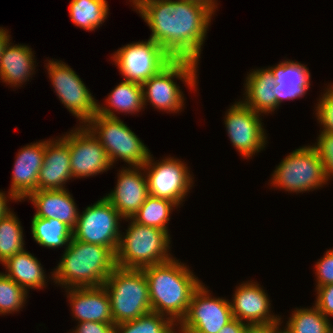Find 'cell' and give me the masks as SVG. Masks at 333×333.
Instances as JSON below:
<instances>
[{
    "mask_svg": "<svg viewBox=\"0 0 333 333\" xmlns=\"http://www.w3.org/2000/svg\"><path fill=\"white\" fill-rule=\"evenodd\" d=\"M271 184L288 192L313 191L328 184L324 164L310 145L295 149L275 168Z\"/></svg>",
    "mask_w": 333,
    "mask_h": 333,
    "instance_id": "cell-8",
    "label": "cell"
},
{
    "mask_svg": "<svg viewBox=\"0 0 333 333\" xmlns=\"http://www.w3.org/2000/svg\"><path fill=\"white\" fill-rule=\"evenodd\" d=\"M45 149L46 140L26 145L17 154L9 192L20 202L38 190V174L43 165Z\"/></svg>",
    "mask_w": 333,
    "mask_h": 333,
    "instance_id": "cell-19",
    "label": "cell"
},
{
    "mask_svg": "<svg viewBox=\"0 0 333 333\" xmlns=\"http://www.w3.org/2000/svg\"><path fill=\"white\" fill-rule=\"evenodd\" d=\"M63 253L50 277L66 289L102 286L117 266L116 255L108 247L74 238Z\"/></svg>",
    "mask_w": 333,
    "mask_h": 333,
    "instance_id": "cell-3",
    "label": "cell"
},
{
    "mask_svg": "<svg viewBox=\"0 0 333 333\" xmlns=\"http://www.w3.org/2000/svg\"><path fill=\"white\" fill-rule=\"evenodd\" d=\"M31 233L36 243L51 249L63 245L66 249L73 238V230L63 222L36 216L31 220Z\"/></svg>",
    "mask_w": 333,
    "mask_h": 333,
    "instance_id": "cell-27",
    "label": "cell"
},
{
    "mask_svg": "<svg viewBox=\"0 0 333 333\" xmlns=\"http://www.w3.org/2000/svg\"><path fill=\"white\" fill-rule=\"evenodd\" d=\"M48 77L59 100L80 124L85 125L97 114V101L76 72L63 61L48 60ZM81 120V121H80Z\"/></svg>",
    "mask_w": 333,
    "mask_h": 333,
    "instance_id": "cell-11",
    "label": "cell"
},
{
    "mask_svg": "<svg viewBox=\"0 0 333 333\" xmlns=\"http://www.w3.org/2000/svg\"><path fill=\"white\" fill-rule=\"evenodd\" d=\"M315 265V276H317L315 289L333 284V253L327 250L325 255Z\"/></svg>",
    "mask_w": 333,
    "mask_h": 333,
    "instance_id": "cell-36",
    "label": "cell"
},
{
    "mask_svg": "<svg viewBox=\"0 0 333 333\" xmlns=\"http://www.w3.org/2000/svg\"><path fill=\"white\" fill-rule=\"evenodd\" d=\"M149 285L152 312L169 317L176 327L186 316L191 298L201 281L175 257L142 269Z\"/></svg>",
    "mask_w": 333,
    "mask_h": 333,
    "instance_id": "cell-2",
    "label": "cell"
},
{
    "mask_svg": "<svg viewBox=\"0 0 333 333\" xmlns=\"http://www.w3.org/2000/svg\"><path fill=\"white\" fill-rule=\"evenodd\" d=\"M175 323L167 316L147 313L135 320L115 325L116 333H177Z\"/></svg>",
    "mask_w": 333,
    "mask_h": 333,
    "instance_id": "cell-32",
    "label": "cell"
},
{
    "mask_svg": "<svg viewBox=\"0 0 333 333\" xmlns=\"http://www.w3.org/2000/svg\"><path fill=\"white\" fill-rule=\"evenodd\" d=\"M152 156L150 153L148 161L142 166L149 195L168 199L179 207L193 186V176L187 165L179 159L165 157L162 161L154 162Z\"/></svg>",
    "mask_w": 333,
    "mask_h": 333,
    "instance_id": "cell-12",
    "label": "cell"
},
{
    "mask_svg": "<svg viewBox=\"0 0 333 333\" xmlns=\"http://www.w3.org/2000/svg\"><path fill=\"white\" fill-rule=\"evenodd\" d=\"M247 323L233 318L218 333H242Z\"/></svg>",
    "mask_w": 333,
    "mask_h": 333,
    "instance_id": "cell-40",
    "label": "cell"
},
{
    "mask_svg": "<svg viewBox=\"0 0 333 333\" xmlns=\"http://www.w3.org/2000/svg\"><path fill=\"white\" fill-rule=\"evenodd\" d=\"M275 333H286L284 330H281V328H278Z\"/></svg>",
    "mask_w": 333,
    "mask_h": 333,
    "instance_id": "cell-44",
    "label": "cell"
},
{
    "mask_svg": "<svg viewBox=\"0 0 333 333\" xmlns=\"http://www.w3.org/2000/svg\"><path fill=\"white\" fill-rule=\"evenodd\" d=\"M126 81L143 84L173 58L152 39L127 44L111 57Z\"/></svg>",
    "mask_w": 333,
    "mask_h": 333,
    "instance_id": "cell-10",
    "label": "cell"
},
{
    "mask_svg": "<svg viewBox=\"0 0 333 333\" xmlns=\"http://www.w3.org/2000/svg\"><path fill=\"white\" fill-rule=\"evenodd\" d=\"M280 324H246L242 333H275Z\"/></svg>",
    "mask_w": 333,
    "mask_h": 333,
    "instance_id": "cell-39",
    "label": "cell"
},
{
    "mask_svg": "<svg viewBox=\"0 0 333 333\" xmlns=\"http://www.w3.org/2000/svg\"><path fill=\"white\" fill-rule=\"evenodd\" d=\"M177 206L176 203L168 199L149 195L132 219L139 224L165 230L169 234L167 224L171 211Z\"/></svg>",
    "mask_w": 333,
    "mask_h": 333,
    "instance_id": "cell-30",
    "label": "cell"
},
{
    "mask_svg": "<svg viewBox=\"0 0 333 333\" xmlns=\"http://www.w3.org/2000/svg\"><path fill=\"white\" fill-rule=\"evenodd\" d=\"M69 304L72 316L80 322H101L114 324L111 313V301L105 287L68 288Z\"/></svg>",
    "mask_w": 333,
    "mask_h": 333,
    "instance_id": "cell-20",
    "label": "cell"
},
{
    "mask_svg": "<svg viewBox=\"0 0 333 333\" xmlns=\"http://www.w3.org/2000/svg\"><path fill=\"white\" fill-rule=\"evenodd\" d=\"M290 316L283 329L286 333H329L333 328L329 318L315 305L310 308H295Z\"/></svg>",
    "mask_w": 333,
    "mask_h": 333,
    "instance_id": "cell-29",
    "label": "cell"
},
{
    "mask_svg": "<svg viewBox=\"0 0 333 333\" xmlns=\"http://www.w3.org/2000/svg\"><path fill=\"white\" fill-rule=\"evenodd\" d=\"M198 63L189 59H172L157 74L142 84L143 104L147 102L159 110L178 113L184 107V95L174 78L182 80L190 89L197 88Z\"/></svg>",
    "mask_w": 333,
    "mask_h": 333,
    "instance_id": "cell-6",
    "label": "cell"
},
{
    "mask_svg": "<svg viewBox=\"0 0 333 333\" xmlns=\"http://www.w3.org/2000/svg\"><path fill=\"white\" fill-rule=\"evenodd\" d=\"M9 198L10 200L19 201L12 193L8 192V195L6 196V193L0 191V218L8 215L11 211L9 206L7 205V201Z\"/></svg>",
    "mask_w": 333,
    "mask_h": 333,
    "instance_id": "cell-41",
    "label": "cell"
},
{
    "mask_svg": "<svg viewBox=\"0 0 333 333\" xmlns=\"http://www.w3.org/2000/svg\"><path fill=\"white\" fill-rule=\"evenodd\" d=\"M124 220L130 223L126 233L121 232L116 252L117 266L143 269L173 258L169 253L170 234L165 230L139 224L132 218Z\"/></svg>",
    "mask_w": 333,
    "mask_h": 333,
    "instance_id": "cell-4",
    "label": "cell"
},
{
    "mask_svg": "<svg viewBox=\"0 0 333 333\" xmlns=\"http://www.w3.org/2000/svg\"><path fill=\"white\" fill-rule=\"evenodd\" d=\"M28 292L0 272V315L18 312L27 301Z\"/></svg>",
    "mask_w": 333,
    "mask_h": 333,
    "instance_id": "cell-33",
    "label": "cell"
},
{
    "mask_svg": "<svg viewBox=\"0 0 333 333\" xmlns=\"http://www.w3.org/2000/svg\"><path fill=\"white\" fill-rule=\"evenodd\" d=\"M71 333H116L115 324L101 322H80Z\"/></svg>",
    "mask_w": 333,
    "mask_h": 333,
    "instance_id": "cell-38",
    "label": "cell"
},
{
    "mask_svg": "<svg viewBox=\"0 0 333 333\" xmlns=\"http://www.w3.org/2000/svg\"><path fill=\"white\" fill-rule=\"evenodd\" d=\"M123 217L105 198L79 213L73 238L85 243L108 247L115 255L120 243V222Z\"/></svg>",
    "mask_w": 333,
    "mask_h": 333,
    "instance_id": "cell-9",
    "label": "cell"
},
{
    "mask_svg": "<svg viewBox=\"0 0 333 333\" xmlns=\"http://www.w3.org/2000/svg\"><path fill=\"white\" fill-rule=\"evenodd\" d=\"M79 126L68 133L73 179L108 171L112 164L106 150L84 125Z\"/></svg>",
    "mask_w": 333,
    "mask_h": 333,
    "instance_id": "cell-15",
    "label": "cell"
},
{
    "mask_svg": "<svg viewBox=\"0 0 333 333\" xmlns=\"http://www.w3.org/2000/svg\"><path fill=\"white\" fill-rule=\"evenodd\" d=\"M203 283L195 290L177 333H218L233 319L230 302L210 296Z\"/></svg>",
    "mask_w": 333,
    "mask_h": 333,
    "instance_id": "cell-13",
    "label": "cell"
},
{
    "mask_svg": "<svg viewBox=\"0 0 333 333\" xmlns=\"http://www.w3.org/2000/svg\"><path fill=\"white\" fill-rule=\"evenodd\" d=\"M106 103L110 108L97 103V114L117 118L115 110L131 115L140 112L144 108L142 84L122 80L109 93Z\"/></svg>",
    "mask_w": 333,
    "mask_h": 333,
    "instance_id": "cell-26",
    "label": "cell"
},
{
    "mask_svg": "<svg viewBox=\"0 0 333 333\" xmlns=\"http://www.w3.org/2000/svg\"><path fill=\"white\" fill-rule=\"evenodd\" d=\"M103 286L110 297L115 325L152 312L149 285L142 269L116 266Z\"/></svg>",
    "mask_w": 333,
    "mask_h": 333,
    "instance_id": "cell-5",
    "label": "cell"
},
{
    "mask_svg": "<svg viewBox=\"0 0 333 333\" xmlns=\"http://www.w3.org/2000/svg\"><path fill=\"white\" fill-rule=\"evenodd\" d=\"M243 103L259 114L276 109L275 79L269 68L256 69L247 74Z\"/></svg>",
    "mask_w": 333,
    "mask_h": 333,
    "instance_id": "cell-24",
    "label": "cell"
},
{
    "mask_svg": "<svg viewBox=\"0 0 333 333\" xmlns=\"http://www.w3.org/2000/svg\"><path fill=\"white\" fill-rule=\"evenodd\" d=\"M84 126L104 147L112 165L118 159L130 166H143L148 161L150 150L119 117L96 114Z\"/></svg>",
    "mask_w": 333,
    "mask_h": 333,
    "instance_id": "cell-7",
    "label": "cell"
},
{
    "mask_svg": "<svg viewBox=\"0 0 333 333\" xmlns=\"http://www.w3.org/2000/svg\"><path fill=\"white\" fill-rule=\"evenodd\" d=\"M230 302L233 318L247 324H281V317L271 313L268 294L257 282L247 281L236 287ZM245 320V321H244Z\"/></svg>",
    "mask_w": 333,
    "mask_h": 333,
    "instance_id": "cell-17",
    "label": "cell"
},
{
    "mask_svg": "<svg viewBox=\"0 0 333 333\" xmlns=\"http://www.w3.org/2000/svg\"><path fill=\"white\" fill-rule=\"evenodd\" d=\"M26 198L36 208L34 216L57 219L74 230L80 212L77 211L76 203L68 190H37Z\"/></svg>",
    "mask_w": 333,
    "mask_h": 333,
    "instance_id": "cell-21",
    "label": "cell"
},
{
    "mask_svg": "<svg viewBox=\"0 0 333 333\" xmlns=\"http://www.w3.org/2000/svg\"><path fill=\"white\" fill-rule=\"evenodd\" d=\"M322 159L327 180L333 176V134L320 132L317 143L312 145Z\"/></svg>",
    "mask_w": 333,
    "mask_h": 333,
    "instance_id": "cell-35",
    "label": "cell"
},
{
    "mask_svg": "<svg viewBox=\"0 0 333 333\" xmlns=\"http://www.w3.org/2000/svg\"><path fill=\"white\" fill-rule=\"evenodd\" d=\"M152 39L173 59L199 62L214 10L197 0H130Z\"/></svg>",
    "mask_w": 333,
    "mask_h": 333,
    "instance_id": "cell-1",
    "label": "cell"
},
{
    "mask_svg": "<svg viewBox=\"0 0 333 333\" xmlns=\"http://www.w3.org/2000/svg\"><path fill=\"white\" fill-rule=\"evenodd\" d=\"M316 106V117L319 120L324 133L333 134V85L326 88Z\"/></svg>",
    "mask_w": 333,
    "mask_h": 333,
    "instance_id": "cell-34",
    "label": "cell"
},
{
    "mask_svg": "<svg viewBox=\"0 0 333 333\" xmlns=\"http://www.w3.org/2000/svg\"><path fill=\"white\" fill-rule=\"evenodd\" d=\"M10 41L5 46L0 60V80L11 86H21L35 74L34 52L27 45H12Z\"/></svg>",
    "mask_w": 333,
    "mask_h": 333,
    "instance_id": "cell-23",
    "label": "cell"
},
{
    "mask_svg": "<svg viewBox=\"0 0 333 333\" xmlns=\"http://www.w3.org/2000/svg\"><path fill=\"white\" fill-rule=\"evenodd\" d=\"M141 171L142 166L121 168L116 187L105 196L124 219L132 218L149 196L146 174Z\"/></svg>",
    "mask_w": 333,
    "mask_h": 333,
    "instance_id": "cell-16",
    "label": "cell"
},
{
    "mask_svg": "<svg viewBox=\"0 0 333 333\" xmlns=\"http://www.w3.org/2000/svg\"><path fill=\"white\" fill-rule=\"evenodd\" d=\"M316 292L315 306L324 316L333 317V284L318 287Z\"/></svg>",
    "mask_w": 333,
    "mask_h": 333,
    "instance_id": "cell-37",
    "label": "cell"
},
{
    "mask_svg": "<svg viewBox=\"0 0 333 333\" xmlns=\"http://www.w3.org/2000/svg\"><path fill=\"white\" fill-rule=\"evenodd\" d=\"M23 229L18 217L11 211L0 218V262L24 250Z\"/></svg>",
    "mask_w": 333,
    "mask_h": 333,
    "instance_id": "cell-31",
    "label": "cell"
},
{
    "mask_svg": "<svg viewBox=\"0 0 333 333\" xmlns=\"http://www.w3.org/2000/svg\"><path fill=\"white\" fill-rule=\"evenodd\" d=\"M3 27H0V60H1V56L3 53V50L5 48V46L8 44V42L11 40L10 35L8 34V30L7 29H2Z\"/></svg>",
    "mask_w": 333,
    "mask_h": 333,
    "instance_id": "cell-42",
    "label": "cell"
},
{
    "mask_svg": "<svg viewBox=\"0 0 333 333\" xmlns=\"http://www.w3.org/2000/svg\"><path fill=\"white\" fill-rule=\"evenodd\" d=\"M109 6L106 0H71L69 15L73 24L94 31L108 18Z\"/></svg>",
    "mask_w": 333,
    "mask_h": 333,
    "instance_id": "cell-28",
    "label": "cell"
},
{
    "mask_svg": "<svg viewBox=\"0 0 333 333\" xmlns=\"http://www.w3.org/2000/svg\"><path fill=\"white\" fill-rule=\"evenodd\" d=\"M197 1L203 2V3L207 4V5H210L214 10L216 8H218L217 5H216L217 4L216 0H197Z\"/></svg>",
    "mask_w": 333,
    "mask_h": 333,
    "instance_id": "cell-43",
    "label": "cell"
},
{
    "mask_svg": "<svg viewBox=\"0 0 333 333\" xmlns=\"http://www.w3.org/2000/svg\"><path fill=\"white\" fill-rule=\"evenodd\" d=\"M224 124L232 145L240 155L250 158L266 146V132L261 122V114L237 101L225 113Z\"/></svg>",
    "mask_w": 333,
    "mask_h": 333,
    "instance_id": "cell-14",
    "label": "cell"
},
{
    "mask_svg": "<svg viewBox=\"0 0 333 333\" xmlns=\"http://www.w3.org/2000/svg\"><path fill=\"white\" fill-rule=\"evenodd\" d=\"M275 79L276 109L283 100L302 98L310 87L309 69L299 62L285 60L269 67Z\"/></svg>",
    "mask_w": 333,
    "mask_h": 333,
    "instance_id": "cell-22",
    "label": "cell"
},
{
    "mask_svg": "<svg viewBox=\"0 0 333 333\" xmlns=\"http://www.w3.org/2000/svg\"><path fill=\"white\" fill-rule=\"evenodd\" d=\"M2 264L6 269L4 274L27 292L30 288L42 289L47 283V277L40 261L25 249L11 256Z\"/></svg>",
    "mask_w": 333,
    "mask_h": 333,
    "instance_id": "cell-25",
    "label": "cell"
},
{
    "mask_svg": "<svg viewBox=\"0 0 333 333\" xmlns=\"http://www.w3.org/2000/svg\"><path fill=\"white\" fill-rule=\"evenodd\" d=\"M71 178L68 133L58 140H46L43 165L38 174V190L66 189L64 184Z\"/></svg>",
    "mask_w": 333,
    "mask_h": 333,
    "instance_id": "cell-18",
    "label": "cell"
}]
</instances>
